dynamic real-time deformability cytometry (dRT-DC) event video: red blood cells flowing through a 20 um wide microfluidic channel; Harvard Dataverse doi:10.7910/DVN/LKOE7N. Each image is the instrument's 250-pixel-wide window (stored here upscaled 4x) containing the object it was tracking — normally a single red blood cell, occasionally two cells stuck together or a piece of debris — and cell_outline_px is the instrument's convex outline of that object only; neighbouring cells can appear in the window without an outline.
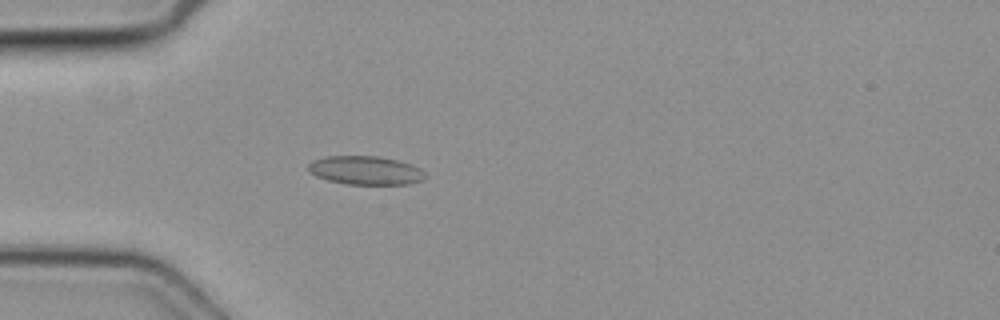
{"species": "common noctule bat (a hibernating species)", "species_latin": "Nyctalus noctula", "temperature_condition": "cold", "stored_images_in_passage": 3, "camera_frame_rate_fps": 3000, "um_per_image_px": 0.085, "animal": {"sex": "female", "body_mass_g": 19.3, "forearm_length_mm": 54.1}, "frame": {"image": 1, "passage_image": 3, "time_ms": 0.667, "image_size_px": [1000, 320], "cell_outline_px": [[424, 180], [408, 184], [348, 184], [328, 180], [316, 176], [308, 172], [308, 164], [312, 160], [324, 156], [380, 156], [412, 164], [420, 168], [424, 172]], "centroid_in_image_um": [31.05, 14.47], "position_along_channel_um": 54.0, "area_um2": 19.59}}